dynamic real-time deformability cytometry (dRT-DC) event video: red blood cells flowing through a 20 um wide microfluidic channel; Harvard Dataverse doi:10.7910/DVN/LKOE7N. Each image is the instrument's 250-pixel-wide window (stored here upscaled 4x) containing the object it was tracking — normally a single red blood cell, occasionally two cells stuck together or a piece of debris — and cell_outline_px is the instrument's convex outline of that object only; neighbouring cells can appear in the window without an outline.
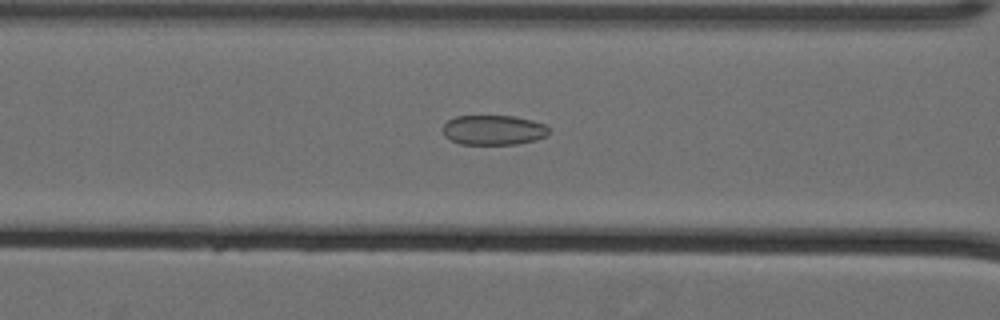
{"species": "Egyptian fruit bat (a non-hibernating species)", "species_latin": "Rousettus aegyptiacus", "temperature_condition": "cold", "stored_images_in_passage": 60, "camera_frame_rate_fps": 3000, "um_per_image_px": 0.085, "animal": {"sex": "female"}, "frame": {"image": 1, "passage_image": 28, "time_ms": 9.0, "image_size_px": [1000, 320], "cell_outline_px": [[548, 132], [544, 136], [536, 140], [516, 144], [460, 144], [444, 136], [444, 124], [448, 120], [456, 116], [512, 116], [532, 120], [544, 124], [548, 128]], "centroid_in_image_um": [41.93, 11.05], "position_along_channel_um": 124.7, "area_um2": 18.26}}
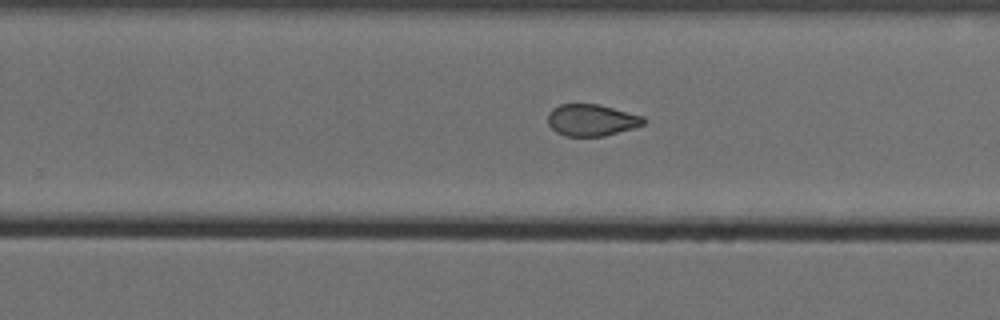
{"frame": {"image": 2, "passage_image": 41, "time_ms": 13.333, "image_size_px": [1000, 320], "cell_outline_px": [[648, 120], [644, 124], [636, 128], [604, 136], [564, 136], [556, 132], [548, 124], [548, 112], [552, 108], [560, 104], [600, 104], [644, 116]], "centroid_in_image_um": [50.32, 10.21], "position_along_channel_um": 279.5, "area_um2": 18.03}}
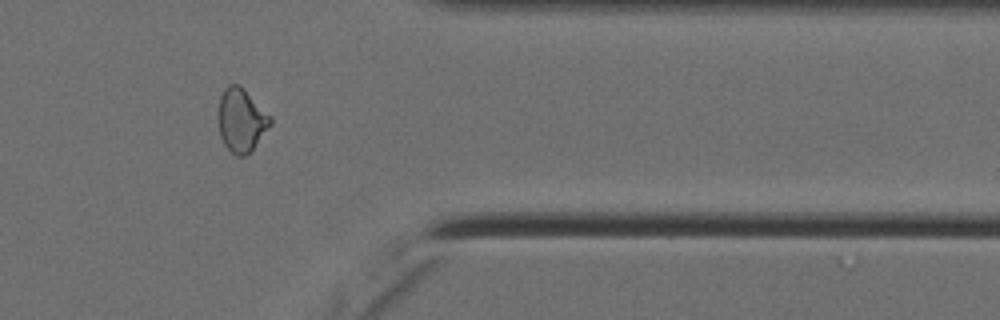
{"frame": {"image": 3, "passage_image": 51, "time_ms": 16.667, "image_size_px": [1000, 320], "cell_outline_px": [[272, 124], [252, 152], [244, 156], [236, 156], [224, 144], [220, 136], [220, 96], [224, 88], [228, 84], [240, 84], [272, 116]], "centroid_in_image_um": [20.57, 10.22], "position_along_channel_um": 390.8, "area_um2": 19.36}, "authors_computed_cell_mechanics": {"area_um2": 20.4901, "velocity_mm_per_s": 3.5834, "shape_relaxation_time_tau1_ms": null, "shape_relaxation_time_tau2_ms": 2.2077, "deformation_change_tau1": null, "deformation_change_tau2": 0.0667}}